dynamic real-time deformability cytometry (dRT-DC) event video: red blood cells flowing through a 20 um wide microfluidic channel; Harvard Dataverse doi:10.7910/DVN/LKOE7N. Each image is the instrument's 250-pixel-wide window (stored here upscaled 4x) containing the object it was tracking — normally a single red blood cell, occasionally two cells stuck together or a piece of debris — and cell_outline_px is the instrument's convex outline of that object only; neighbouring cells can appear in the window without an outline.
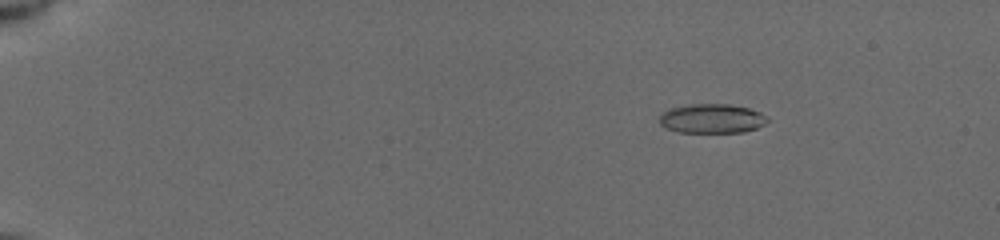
{"species": "common noctule bat (a hibernating species)", "species_latin": "Nyctalus noctula", "temperature_condition": "cold", "stored_images_in_passage": 60, "camera_frame_rate_fps": 3000, "um_per_image_px": 0.085, "animal": {"sex": "female", "body_mass_g": 19.5, "forearm_length_mm": 54.1}, "frame": {"image": 1, "passage_image": 11, "time_ms": 3.0, "image_size_px": [1000, 240], "cell_outline_px": [[768, 120], [764, 124], [756, 128], [744, 132], [676, 132], [664, 128], [660, 124], [660, 116], [664, 112], [672, 108], [688, 104], [728, 104], [748, 108], [760, 112]], "centroid_in_image_um": [60.48, 10.08], "position_along_channel_um": 24.5, "area_um2": 18.32}}
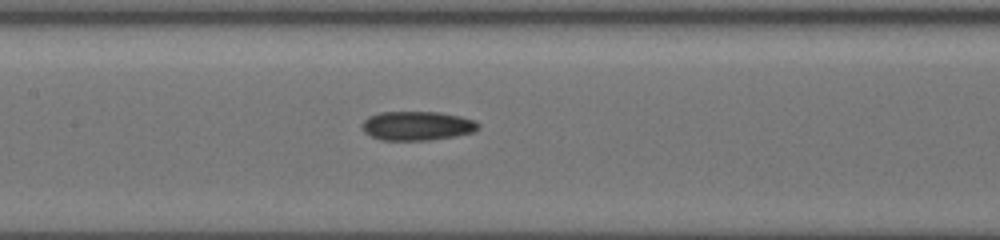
{"frame": {"image": 2, "passage_image": 34, "time_ms": 9.667, "image_size_px": [1000, 240], "cell_outline_px": [[480, 128], [472, 132], [452, 136], [428, 140], [380, 140], [364, 132], [360, 124], [368, 116], [380, 112], [440, 112], [460, 116], [476, 120], [480, 124]], "centroid_in_image_um": [35.44, 10.68], "position_along_channel_um": 172.0, "area_um2": 19.77}}
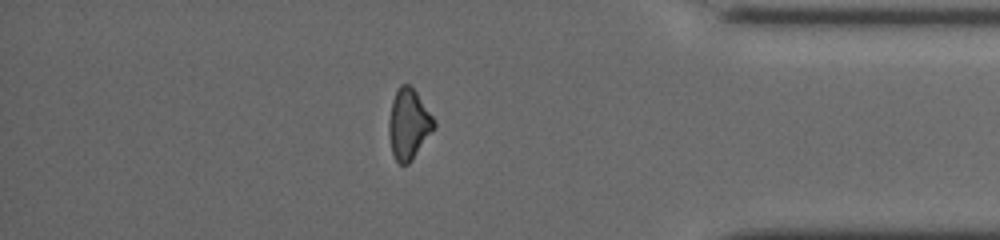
{"frame": {"image": 3, "passage_image": 54, "time_ms": 16.0, "image_size_px": [1000, 240], "cell_outline_px": [[436, 128], [412, 160], [408, 164], [400, 164], [396, 160], [392, 152], [388, 132], [388, 120], [392, 100], [400, 84], [408, 84], [416, 92], [436, 120]], "centroid_in_image_um": [34.75, 10.56], "position_along_channel_um": 400.5, "area_um2": 18.67}, "authors_computed_cell_mechanics": {"area_um2": 18.9295, "velocity_mm_per_s": 3.9462, "shape_relaxation_time_tau1_ms": null, "shape_relaxation_time_tau2_ms": 4.7373, "deformation_change_tau1": null, "deformation_change_tau2": 0.1122}}